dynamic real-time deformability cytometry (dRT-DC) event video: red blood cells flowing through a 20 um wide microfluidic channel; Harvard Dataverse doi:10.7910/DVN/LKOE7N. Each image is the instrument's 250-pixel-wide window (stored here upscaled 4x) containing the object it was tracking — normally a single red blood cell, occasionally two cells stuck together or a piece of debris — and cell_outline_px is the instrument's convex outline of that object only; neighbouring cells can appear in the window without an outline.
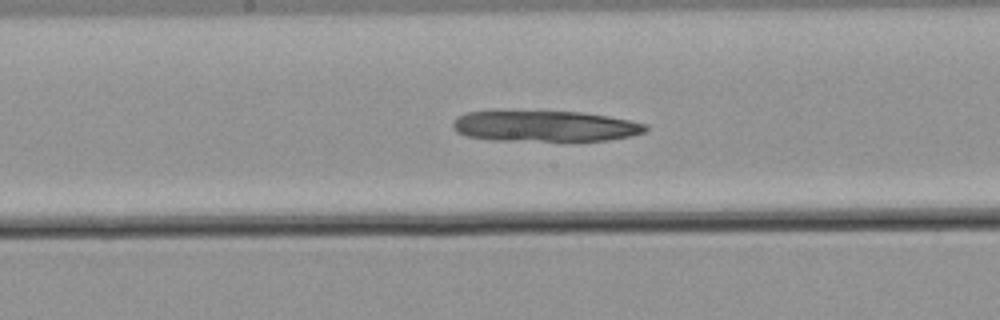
{"species": "common noctule bat (a hibernating species)", "species_latin": "Nyctalus noctula", "temperature_condition": "warm", "stored_images_in_passage": 53, "camera_frame_rate_fps": 3000, "um_per_image_px": 0.085, "animal": {"sex": "male", "body_mass_g": 21.5, "forearm_length_mm": 52.0}, "frame": {"image": 1, "passage_image": 28, "time_ms": 9.0, "image_size_px": [1000, 320], "cell_outline_px": [[648, 128], [644, 132], [628, 136], [608, 140], [492, 140], [468, 136], [456, 132], [452, 128], [452, 124], [460, 116], [468, 112], [584, 112], [608, 116], [648, 124]], "centroid_in_image_um": [46.35, 10.73], "position_along_channel_um": 201.9, "area_um2": 33.99}}